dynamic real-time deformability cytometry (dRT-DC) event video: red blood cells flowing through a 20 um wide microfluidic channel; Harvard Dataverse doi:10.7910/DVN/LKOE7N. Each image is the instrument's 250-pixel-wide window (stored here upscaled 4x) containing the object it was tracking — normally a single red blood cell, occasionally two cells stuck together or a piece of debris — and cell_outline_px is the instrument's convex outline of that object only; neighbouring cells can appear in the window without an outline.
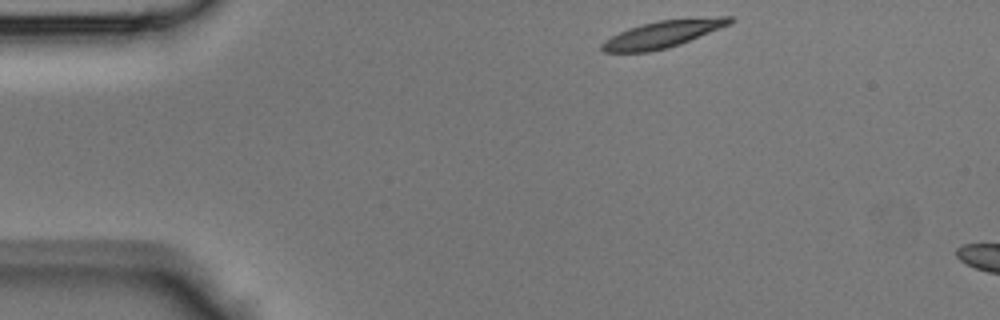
{"species": "Egyptian fruit bat (a non-hibernating species)", "species_latin": "Rousettus aegyptiacus", "temperature_condition": "room temperature", "stored_images_in_passage": 5, "camera_frame_rate_fps": 3000, "um_per_image_px": 0.085, "animal": {"sex": "male"}, "frame": {"image": 1, "passage_image": 1, "time_ms": 0.0, "image_size_px": [1000, 320], "cell_outline_px": [[736, 20], [728, 24], [680, 44], [668, 48], [648, 52], [604, 52], [600, 48], [600, 44], [604, 40], [628, 28], [660, 20], [720, 16], [732, 16]], "centroid_in_image_um": [56.31, 2.9], "position_along_channel_um": 28.7, "area_um2": 19.88}}